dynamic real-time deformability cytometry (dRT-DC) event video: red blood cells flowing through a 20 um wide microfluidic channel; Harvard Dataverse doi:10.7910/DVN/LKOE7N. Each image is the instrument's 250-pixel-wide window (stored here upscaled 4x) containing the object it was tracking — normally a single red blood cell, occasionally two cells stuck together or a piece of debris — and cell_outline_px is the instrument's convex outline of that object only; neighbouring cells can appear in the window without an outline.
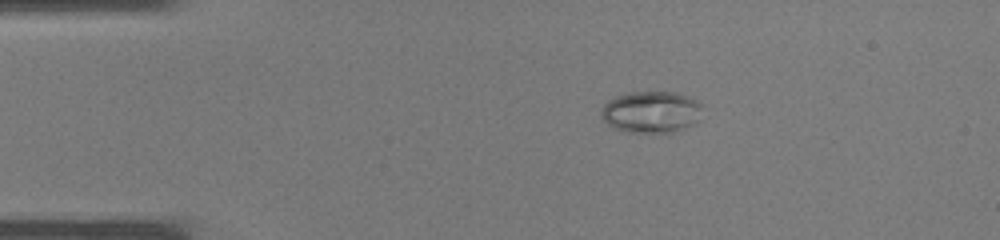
{"species": "common noctule bat (a hibernating species)", "species_latin": "Nyctalus noctula", "temperature_condition": "warm", "stored_images_in_passage": 31, "camera_frame_rate_fps": 3000, "um_per_image_px": 0.085, "animal": {"sex": "male", "body_mass_g": 19.0, "forearm_length_mm": 50.8}, "frame": {"image": 1, "passage_image": 1, "time_ms": 0.0, "image_size_px": [1000, 240], "cell_outline_px": [[704, 104], [700, 120], [696, 124], [680, 132], [624, 132], [612, 128], [600, 116], [600, 112], [604, 104], [608, 100], [616, 96], [632, 92], [676, 92], [688, 96]], "centroid_in_image_um": [55.41, 9.53], "position_along_channel_um": 29.6, "area_um2": 25.26}}
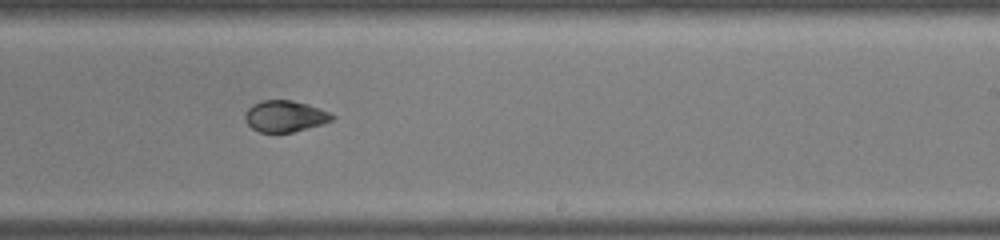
{"frame": {"image": 2, "passage_image": 17, "time_ms": 5.333, "image_size_px": [1000, 240], "cell_outline_px": [[336, 116], [332, 120], [324, 124], [292, 132], [260, 132], [252, 128], [244, 120], [244, 112], [252, 104], [260, 100], [292, 100], [308, 104], [328, 112]], "centroid_in_image_um": [24.2, 9.87], "position_along_channel_um": 264.8, "area_um2": 16.01}}
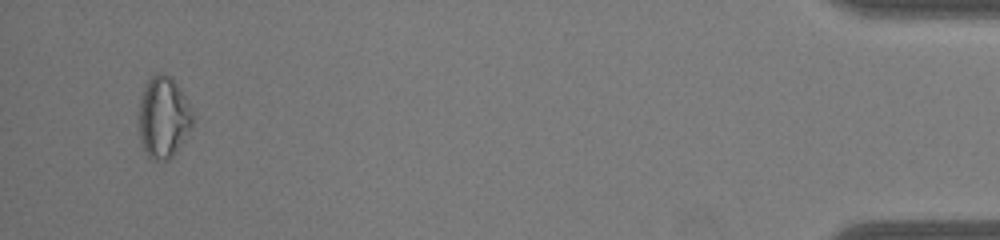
{"frame": {"image": 3, "passage_image": 30, "time_ms": 9.667, "image_size_px": [1000, 240], "cell_outline_px": [[192, 124], [176, 152], [168, 160], [152, 160], [148, 156], [140, 140], [140, 100], [144, 84], [148, 76], [156, 72], [164, 72], [172, 76], [180, 88], [192, 112]], "centroid_in_image_um": [13.87, 9.9], "position_along_channel_um": 421.3, "area_um2": 25.49}}